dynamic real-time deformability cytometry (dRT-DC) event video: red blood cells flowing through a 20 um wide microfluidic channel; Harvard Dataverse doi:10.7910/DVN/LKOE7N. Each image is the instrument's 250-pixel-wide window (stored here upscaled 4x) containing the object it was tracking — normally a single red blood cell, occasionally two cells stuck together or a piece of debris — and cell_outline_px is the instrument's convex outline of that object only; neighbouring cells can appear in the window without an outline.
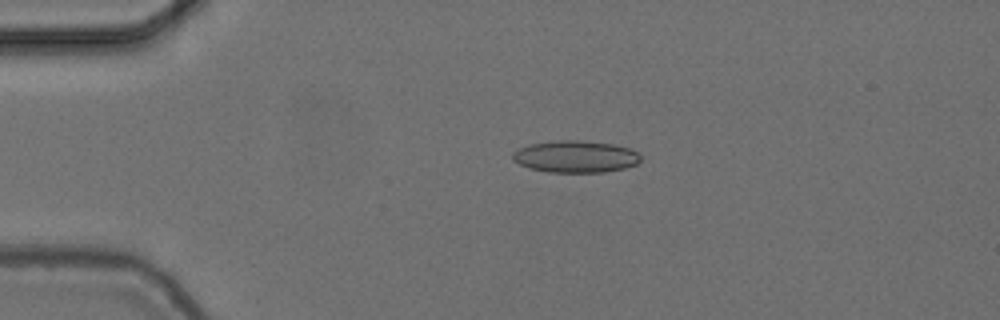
{"species": "common noctule bat (a hibernating species)", "species_latin": "Nyctalus noctula", "temperature_condition": "cold", "stored_images_in_passage": 45, "camera_frame_rate_fps": 3000, "um_per_image_px": 0.085, "animal": {"sex": "female", "body_mass_g": 24.6, "forearm_length_mm": 56.2}, "frame": {"image": 1, "passage_image": 2, "time_ms": 0.333, "image_size_px": [1000, 320], "cell_outline_px": [[640, 160], [636, 164], [624, 168], [604, 172], [548, 172], [528, 168], [512, 160], [512, 152], [528, 144], [556, 140], [580, 140], [612, 144], [628, 148], [636, 152], [640, 156]], "centroid_in_image_um": [48.87, 13.31], "position_along_channel_um": 36.1, "area_um2": 23.81}}
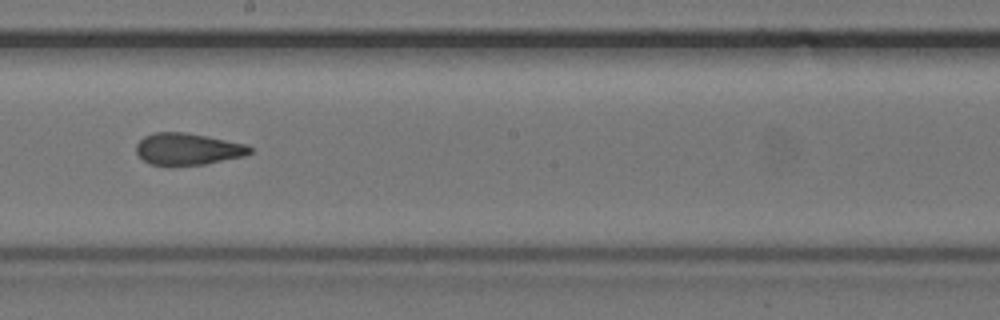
{"frame": {"image": 2, "passage_image": 21, "time_ms": 6.667, "image_size_px": [1000, 320], "cell_outline_px": [[252, 152], [244, 156], [204, 164], [172, 168], [148, 164], [136, 152], [136, 144], [144, 136], [156, 132], [184, 132], [244, 144], [252, 148]], "centroid_in_image_um": [15.89, 12.71], "position_along_channel_um": 232.3, "area_um2": 21.33}}
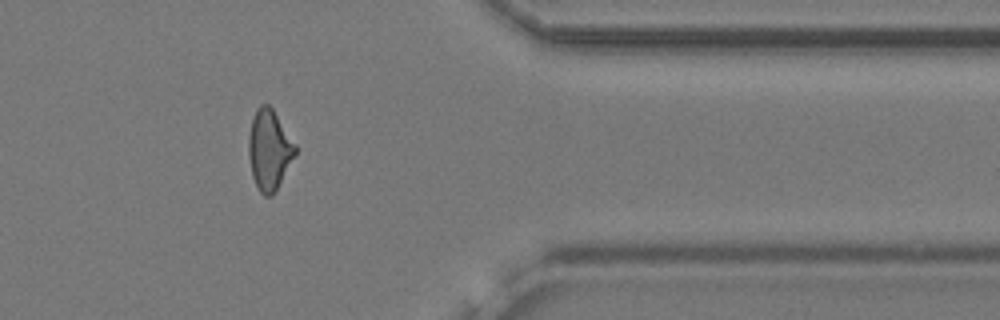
{"frame": {"image": 3, "passage_image": 35, "time_ms": 11.333, "image_size_px": [1000, 320], "cell_outline_px": [[296, 152], [272, 196], [264, 196], [260, 192], [252, 176], [248, 156], [248, 136], [252, 120], [256, 108], [260, 104], [268, 104], [272, 108], [296, 144]], "centroid_in_image_um": [22.86, 12.71], "position_along_channel_um": 388.5, "area_um2": 21.56}, "authors_computed_cell_mechanics": {"area_um2": 21.6172, "velocity_mm_per_s": 3.729, "shape_relaxation_time_tau1_ms": null, "shape_relaxation_time_tau2_ms": 2.3087, "deformation_change_tau1": null, "deformation_change_tau2": 0.0988}}